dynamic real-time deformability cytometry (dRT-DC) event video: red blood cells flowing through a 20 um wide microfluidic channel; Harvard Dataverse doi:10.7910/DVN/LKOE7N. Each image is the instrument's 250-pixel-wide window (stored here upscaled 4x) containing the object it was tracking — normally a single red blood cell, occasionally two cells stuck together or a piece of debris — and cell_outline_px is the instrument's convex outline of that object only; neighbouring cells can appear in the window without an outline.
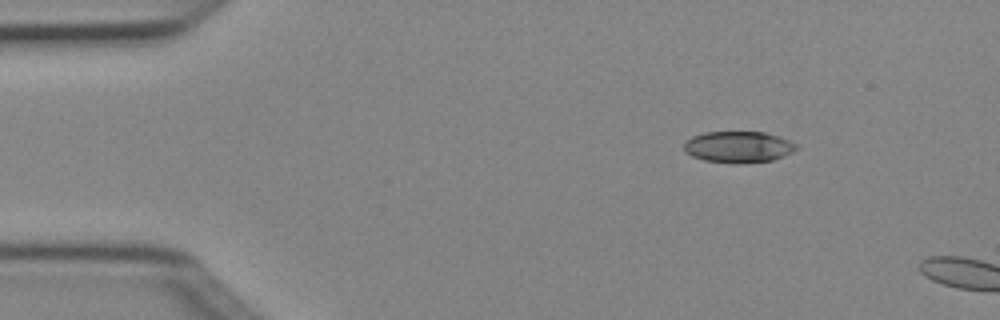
{"species": "Egyptian fruit bat (a non-hibernating species)", "species_latin": "Rousettus aegyptiacus", "temperature_condition": "cold", "stored_images_in_passage": 3, "camera_frame_rate_fps": 3000, "um_per_image_px": 0.085, "animal": {"sex": "female"}, "frame": {"image": 1, "passage_image": 2, "time_ms": 0.333, "image_size_px": [1000, 320], "cell_outline_px": [[800, 148], [792, 152], [772, 160], [736, 164], [732, 164], [704, 160], [692, 156], [684, 152], [684, 144], [692, 136], [704, 132], [764, 132], [780, 136], [796, 144]], "centroid_in_image_um": [62.76, 12.49], "position_along_channel_um": 22.2, "area_um2": 20.63}}